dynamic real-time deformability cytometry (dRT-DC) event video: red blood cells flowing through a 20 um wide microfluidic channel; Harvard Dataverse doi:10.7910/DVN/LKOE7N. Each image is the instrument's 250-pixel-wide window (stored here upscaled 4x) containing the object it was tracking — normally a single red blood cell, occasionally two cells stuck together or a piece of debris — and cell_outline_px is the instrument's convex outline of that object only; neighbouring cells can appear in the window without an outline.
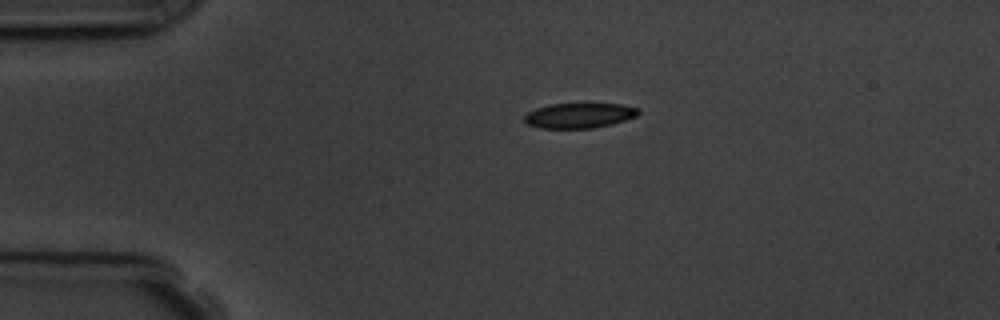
{"species": "common noctule bat (a hibernating species)", "species_latin": "Nyctalus noctula", "temperature_condition": "room temperature", "stored_images_in_passage": 2, "camera_frame_rate_fps": 3000, "um_per_image_px": 0.085, "animal": {"sex": "male", "body_mass_g": 19.5, "forearm_length_mm": 54.6}, "frame": {"image": 1, "passage_image": 1, "time_ms": 0.0, "image_size_px": [1000, 320], "cell_outline_px": [[640, 112], [636, 116], [612, 124], [592, 128], [540, 128], [528, 124], [524, 120], [524, 116], [528, 112], [536, 108], [552, 104], [624, 104], [640, 108]], "centroid_in_image_um": [49.26, 9.81], "position_along_channel_um": 35.7, "area_um2": 16.59}}